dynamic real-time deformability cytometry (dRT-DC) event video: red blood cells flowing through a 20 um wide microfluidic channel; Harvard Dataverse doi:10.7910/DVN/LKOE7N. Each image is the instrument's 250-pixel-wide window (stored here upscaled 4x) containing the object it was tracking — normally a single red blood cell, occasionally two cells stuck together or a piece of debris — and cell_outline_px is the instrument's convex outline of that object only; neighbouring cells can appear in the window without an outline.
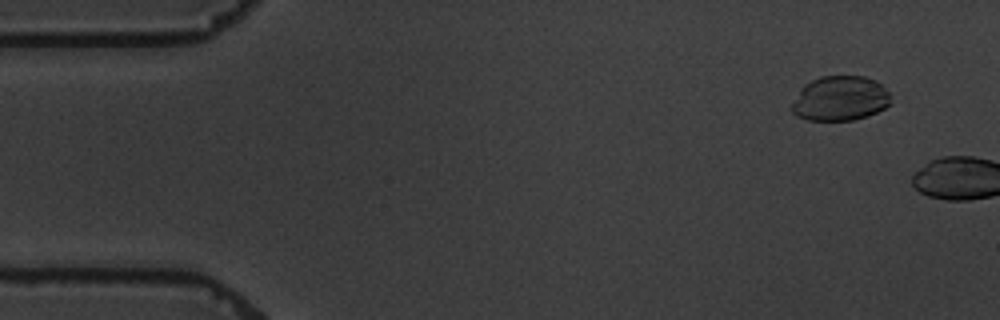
{"species": "common noctule bat (a hibernating species)", "species_latin": "Nyctalus noctula", "temperature_condition": "warm", "stored_images_in_passage": 3, "camera_frame_rate_fps": 3000, "um_per_image_px": 0.085, "animal": {"sex": "male", "body_mass_g": 19.5, "forearm_length_mm": 54.6}, "frame": {"image": 1, "passage_image": 2, "time_ms": 1.0, "image_size_px": [1000, 320], "cell_outline_px": [[892, 104], [868, 116], [852, 120], [808, 120], [796, 116], [792, 112], [792, 104], [800, 88], [804, 84], [820, 76], [864, 76], [880, 84], [892, 92]], "centroid_in_image_um": [71.44, 8.37], "position_along_channel_um": 13.6, "area_um2": 26.07}}